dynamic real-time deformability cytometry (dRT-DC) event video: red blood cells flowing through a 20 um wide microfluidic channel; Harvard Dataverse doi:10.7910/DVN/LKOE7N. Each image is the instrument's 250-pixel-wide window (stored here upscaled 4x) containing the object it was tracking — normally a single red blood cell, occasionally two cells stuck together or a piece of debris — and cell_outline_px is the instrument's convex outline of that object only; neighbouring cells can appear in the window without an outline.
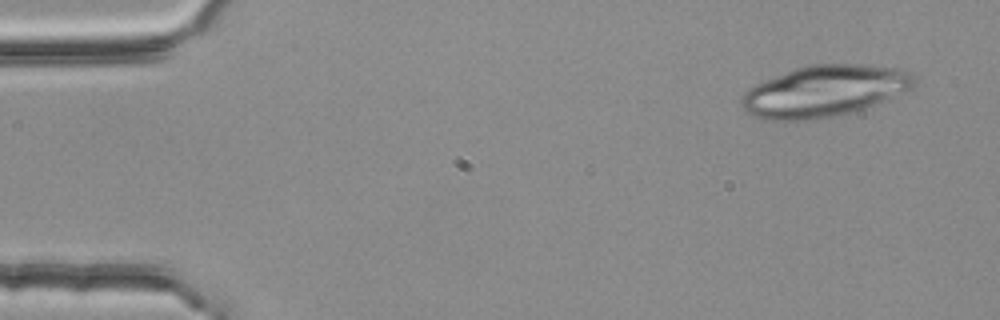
{"species": "common noctule bat (a hibernating species)", "species_latin": "Nyctalus noctula", "temperature_condition": "room temperature", "stored_images_in_passage": 4, "camera_frame_rate_fps": 3000, "um_per_image_px": 0.085, "animal": {"sex": "female", "body_mass_g": 25.1}, "frame": {"image": 1, "passage_image": 1, "time_ms": 0.0, "image_size_px": [1000, 320], "cell_outline_px": [[916, 84], [912, 88], [880, 104], [852, 112], [832, 116], [804, 120], [764, 120], [752, 116], [740, 104], [740, 100], [744, 92], [748, 88], [764, 80], [796, 68], [808, 64], [864, 64], [900, 68], [916, 76]], "centroid_in_image_um": [70.1, 7.74], "position_along_channel_um": 14.9, "area_um2": 52.02}}